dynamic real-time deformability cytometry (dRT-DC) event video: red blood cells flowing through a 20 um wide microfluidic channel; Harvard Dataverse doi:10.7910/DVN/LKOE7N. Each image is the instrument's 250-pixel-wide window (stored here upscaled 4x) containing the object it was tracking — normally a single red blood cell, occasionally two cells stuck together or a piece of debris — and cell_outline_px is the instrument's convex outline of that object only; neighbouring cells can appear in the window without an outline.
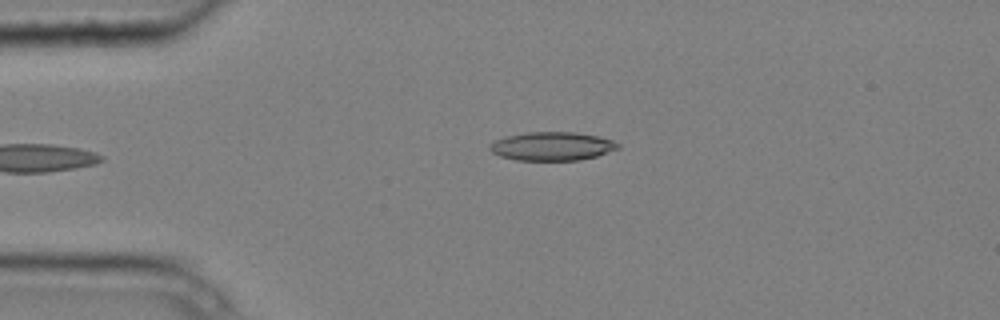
{"species": "common noctule bat (a hibernating species)", "species_latin": "Nyctalus noctula", "temperature_condition": "cold", "stored_images_in_passage": 4, "camera_frame_rate_fps": 3000, "um_per_image_px": 0.085, "animal": {"sex": "male", "body_mass_g": 20.4}, "frame": {"image": 1, "passage_image": 4, "time_ms": 1.0, "image_size_px": [1000, 320], "cell_outline_px": [[620, 148], [596, 156], [580, 160], [516, 160], [500, 156], [492, 152], [488, 148], [488, 144], [504, 136], [528, 132], [576, 132], [596, 136], [612, 140], [620, 144]], "centroid_in_image_um": [46.9, 12.43], "position_along_channel_um": 38.1, "area_um2": 21.39}}